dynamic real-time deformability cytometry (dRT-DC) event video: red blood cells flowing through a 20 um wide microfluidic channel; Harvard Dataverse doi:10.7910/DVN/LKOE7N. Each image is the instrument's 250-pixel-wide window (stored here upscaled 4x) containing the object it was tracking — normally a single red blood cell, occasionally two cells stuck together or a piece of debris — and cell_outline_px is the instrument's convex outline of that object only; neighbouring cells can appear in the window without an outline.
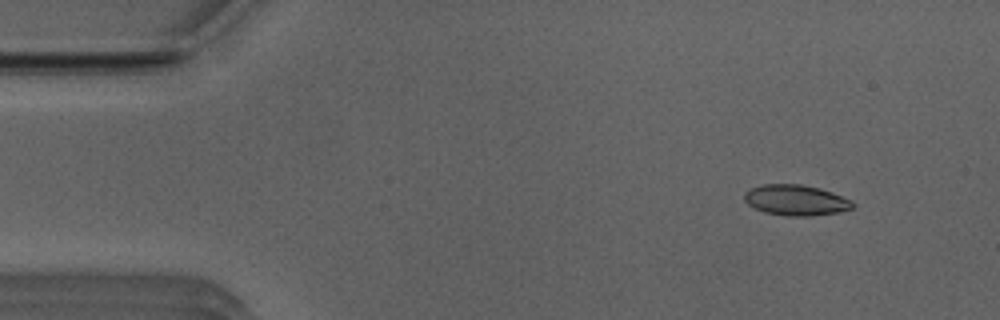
{"species": "Egyptian fruit bat (a non-hibernating species)", "species_latin": "Rousettus aegyptiacus", "temperature_condition": "room temperature", "stored_images_in_passage": 48, "camera_frame_rate_fps": 3000, "um_per_image_px": 0.085, "animal": {"sex": "male"}, "frame": {"image": 1, "passage_image": 2, "time_ms": 0.333, "image_size_px": [1000, 320], "cell_outline_px": [[856, 204], [852, 208], [836, 212], [808, 216], [788, 216], [764, 212], [748, 204], [744, 200], [744, 192], [752, 188], [764, 184], [800, 184], [820, 188], [832, 192], [852, 200]], "centroid_in_image_um": [67.65, 17.0], "position_along_channel_um": 17.3, "area_um2": 19.25}}
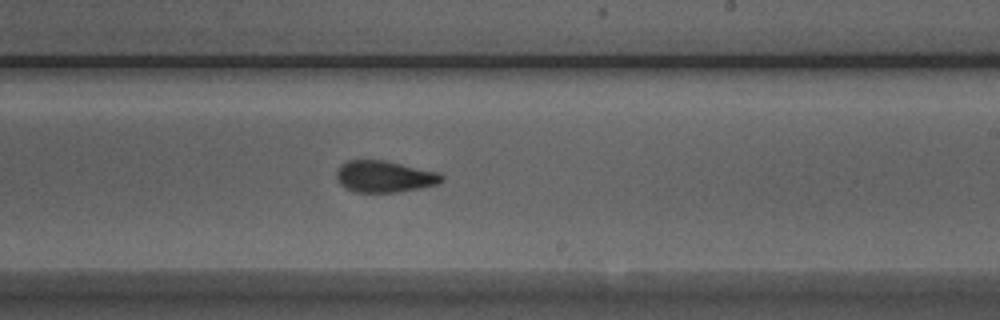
{"frame": {"image": 2, "passage_image": 27, "time_ms": 8.667, "image_size_px": [1000, 320], "cell_outline_px": [[444, 180], [436, 184], [420, 188], [396, 192], [356, 192], [344, 188], [336, 180], [336, 172], [340, 164], [348, 160], [384, 160], [436, 172], [444, 176]], "centroid_in_image_um": [32.62, 15.01], "position_along_channel_um": 256.4, "area_um2": 19.31}}
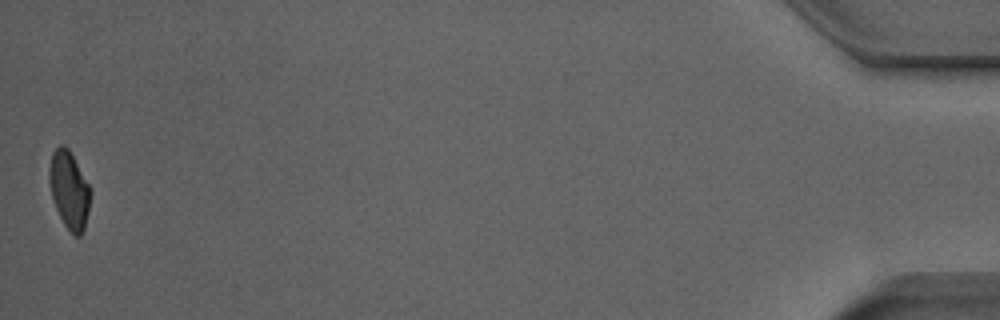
{"frame": {"image": 3, "passage_image": 48, "time_ms": 15.667, "image_size_px": [1000, 320], "cell_outline_px": [[92, 192], [88, 212], [84, 228], [80, 236], [76, 236], [64, 224], [56, 208], [52, 196], [48, 176], [48, 168], [52, 152], [60, 144], [64, 144], [68, 148], [88, 184]], "centroid_in_image_um": [5.87, 16.12], "position_along_channel_um": 429.3, "area_um2": 18.38}, "authors_computed_cell_mechanics": {"area_um2": 19.4208, "velocity_mm_per_s": 3.9478, "shape_relaxation_time_tau1_ms": 6.901, "shape_relaxation_time_tau2_ms": 0.9849, "deformation_change_tau1": 0.1615, "deformation_change_tau2": 0.0731}}